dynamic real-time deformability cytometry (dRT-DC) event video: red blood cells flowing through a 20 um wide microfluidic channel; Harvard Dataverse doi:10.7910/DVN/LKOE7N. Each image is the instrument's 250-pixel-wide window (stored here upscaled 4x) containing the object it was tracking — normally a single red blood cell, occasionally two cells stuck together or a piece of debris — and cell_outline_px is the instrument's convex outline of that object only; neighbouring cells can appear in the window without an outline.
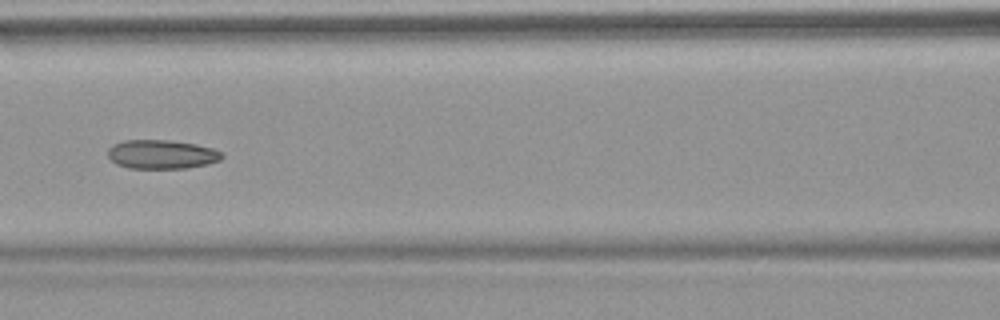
{"species": "common noctule bat (a hibernating species)", "species_latin": "Nyctalus noctula", "temperature_condition": "warm", "stored_images_in_passage": 6, "camera_frame_rate_fps": 3000, "um_per_image_px": 0.085, "animal": {"sex": "female", "body_mass_g": 18.4}, "frame": {"image": 1, "passage_image": 6, "time_ms": 5.667, "image_size_px": [1000, 320], "cell_outline_px": [[224, 156], [220, 160], [208, 164], [188, 168], [128, 168], [116, 164], [108, 156], [108, 148], [112, 144], [124, 140], [168, 140], [196, 144], [212, 148], [224, 152]], "centroid_in_image_um": [13.76, 13.12], "position_along_channel_um": 152.8, "area_um2": 19.42}}